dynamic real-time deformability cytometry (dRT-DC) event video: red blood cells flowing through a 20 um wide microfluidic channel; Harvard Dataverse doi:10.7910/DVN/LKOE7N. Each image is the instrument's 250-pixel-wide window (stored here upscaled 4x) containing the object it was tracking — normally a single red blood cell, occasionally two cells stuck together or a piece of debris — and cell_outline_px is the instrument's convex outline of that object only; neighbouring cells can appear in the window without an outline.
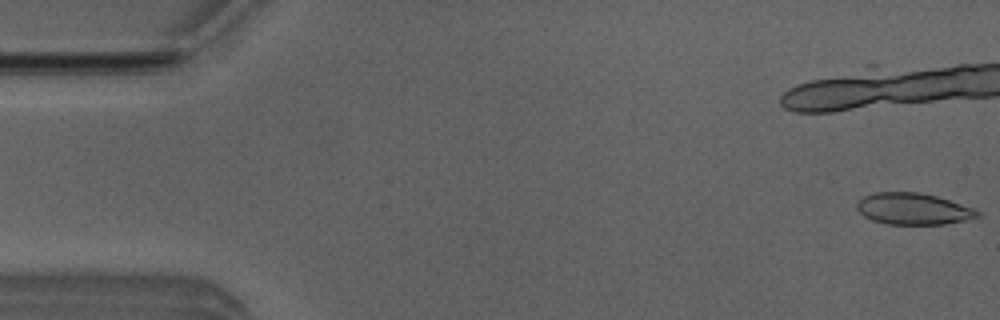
{"species": "Egyptian fruit bat (a non-hibernating species)", "species_latin": "Rousettus aegyptiacus", "temperature_condition": "room temperature", "stored_images_in_passage": 41, "camera_frame_rate_fps": 3000, "um_per_image_px": 0.085, "animal": {"sex": "male"}, "frame": {"image": 1, "passage_image": 1, "time_ms": 0.0, "image_size_px": [1000, 320], "cell_outline_px": [[980, 216], [968, 220], [944, 224], [888, 224], [872, 220], [864, 216], [856, 208], [856, 204], [864, 196], [876, 192], [920, 192], [936, 196], [972, 208], [980, 212]], "centroid_in_image_um": [77.62, 17.75], "position_along_channel_um": 7.4, "area_um2": 22.02}}